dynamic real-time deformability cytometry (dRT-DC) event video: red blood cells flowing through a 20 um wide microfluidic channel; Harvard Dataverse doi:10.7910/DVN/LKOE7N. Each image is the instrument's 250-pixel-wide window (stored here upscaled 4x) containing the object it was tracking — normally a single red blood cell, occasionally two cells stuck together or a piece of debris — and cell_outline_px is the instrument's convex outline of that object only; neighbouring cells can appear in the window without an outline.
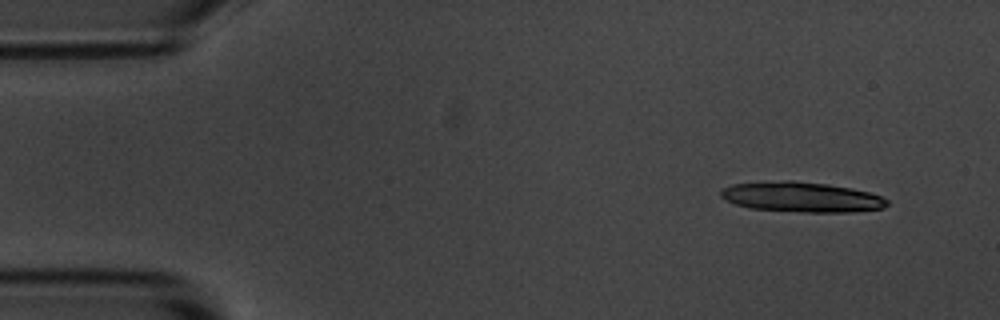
{"species": "common noctule bat (a hibernating species)", "species_latin": "Nyctalus noctula", "temperature_condition": "room temperature", "stored_images_in_passage": 26, "camera_frame_rate_fps": 3000, "um_per_image_px": 0.085, "animal": {"sex": "male", "body_mass_g": 20.1, "forearm_length_mm": 53.5}, "frame": {"image": 1, "passage_image": 1, "time_ms": 0.0, "image_size_px": [1000, 320], "cell_outline_px": [[888, 204], [884, 208], [852, 212], [804, 212], [748, 208], [736, 204], [720, 196], [720, 192], [724, 188], [732, 184], [784, 180], [792, 180], [828, 184], [852, 188], [868, 192], [880, 196], [888, 200]], "centroid_in_image_um": [68.15, 16.75], "position_along_channel_um": 16.8, "area_um2": 29.13}}